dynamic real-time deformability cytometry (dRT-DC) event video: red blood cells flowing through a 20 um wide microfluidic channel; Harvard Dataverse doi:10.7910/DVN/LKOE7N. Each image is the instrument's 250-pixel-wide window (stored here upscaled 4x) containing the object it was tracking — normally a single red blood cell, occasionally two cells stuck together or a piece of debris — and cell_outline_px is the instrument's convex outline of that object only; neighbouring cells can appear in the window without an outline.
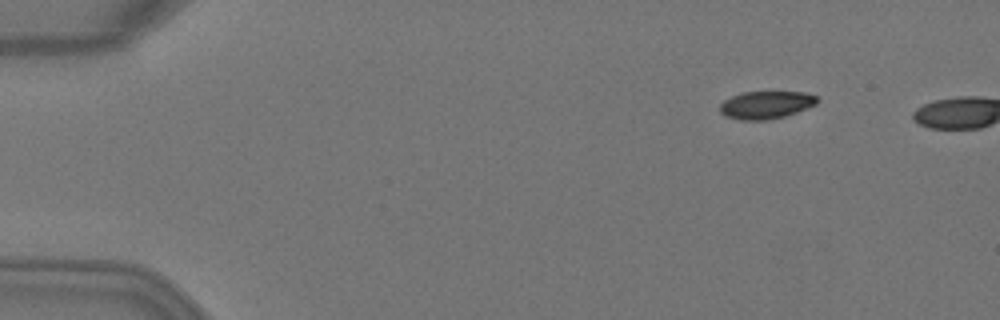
{"species": "Egyptian fruit bat (a non-hibernating species)", "species_latin": "Rousettus aegyptiacus", "temperature_condition": "warm", "stored_images_in_passage": 2, "camera_frame_rate_fps": 3000, "um_per_image_px": 0.085, "animal": {"sex": "female"}, "frame": {"image": 1, "passage_image": 1, "time_ms": 0.0, "image_size_px": [1000, 320], "cell_outline_px": [[820, 100], [816, 104], [796, 112], [784, 116], [768, 120], [740, 120], [724, 116], [720, 112], [720, 104], [724, 100], [732, 96], [744, 92], [804, 92], [816, 96]], "centroid_in_image_um": [65.09, 8.92], "position_along_channel_um": 19.9, "area_um2": 15.66}}